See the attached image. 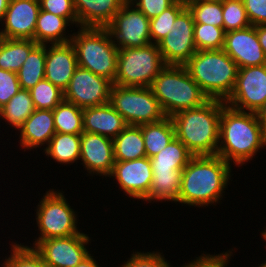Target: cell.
I'll return each instance as SVG.
<instances>
[{
    "instance_id": "ba28073f",
    "label": "cell",
    "mask_w": 266,
    "mask_h": 267,
    "mask_svg": "<svg viewBox=\"0 0 266 267\" xmlns=\"http://www.w3.org/2000/svg\"><path fill=\"white\" fill-rule=\"evenodd\" d=\"M64 196L61 191L52 189L46 191L39 201L36 222L40 234L32 248L49 238L69 237L80 233L77 227V212L71 208Z\"/></svg>"
},
{
    "instance_id": "603a6c76",
    "label": "cell",
    "mask_w": 266,
    "mask_h": 267,
    "mask_svg": "<svg viewBox=\"0 0 266 267\" xmlns=\"http://www.w3.org/2000/svg\"><path fill=\"white\" fill-rule=\"evenodd\" d=\"M69 23L64 17L40 9L36 22L34 41L42 45L71 42L72 34L66 36V27L70 26Z\"/></svg>"
},
{
    "instance_id": "9c48e42d",
    "label": "cell",
    "mask_w": 266,
    "mask_h": 267,
    "mask_svg": "<svg viewBox=\"0 0 266 267\" xmlns=\"http://www.w3.org/2000/svg\"><path fill=\"white\" fill-rule=\"evenodd\" d=\"M109 103L128 125L140 126L166 117L150 87H124L113 84Z\"/></svg>"
},
{
    "instance_id": "f546056e",
    "label": "cell",
    "mask_w": 266,
    "mask_h": 267,
    "mask_svg": "<svg viewBox=\"0 0 266 267\" xmlns=\"http://www.w3.org/2000/svg\"><path fill=\"white\" fill-rule=\"evenodd\" d=\"M46 45L38 44L16 72L21 89L30 90L45 79Z\"/></svg>"
},
{
    "instance_id": "c3c4849f",
    "label": "cell",
    "mask_w": 266,
    "mask_h": 267,
    "mask_svg": "<svg viewBox=\"0 0 266 267\" xmlns=\"http://www.w3.org/2000/svg\"><path fill=\"white\" fill-rule=\"evenodd\" d=\"M10 0H0V22L3 20L4 14L8 8Z\"/></svg>"
},
{
    "instance_id": "bcb514c9",
    "label": "cell",
    "mask_w": 266,
    "mask_h": 267,
    "mask_svg": "<svg viewBox=\"0 0 266 267\" xmlns=\"http://www.w3.org/2000/svg\"><path fill=\"white\" fill-rule=\"evenodd\" d=\"M91 254L75 267H100Z\"/></svg>"
},
{
    "instance_id": "4dcf8cb0",
    "label": "cell",
    "mask_w": 266,
    "mask_h": 267,
    "mask_svg": "<svg viewBox=\"0 0 266 267\" xmlns=\"http://www.w3.org/2000/svg\"><path fill=\"white\" fill-rule=\"evenodd\" d=\"M35 106L29 90L20 89L3 107L0 108V118L15 130L34 112Z\"/></svg>"
},
{
    "instance_id": "44dd1931",
    "label": "cell",
    "mask_w": 266,
    "mask_h": 267,
    "mask_svg": "<svg viewBox=\"0 0 266 267\" xmlns=\"http://www.w3.org/2000/svg\"><path fill=\"white\" fill-rule=\"evenodd\" d=\"M128 124L110 103L83 108V131L114 139Z\"/></svg>"
},
{
    "instance_id": "d4e9b609",
    "label": "cell",
    "mask_w": 266,
    "mask_h": 267,
    "mask_svg": "<svg viewBox=\"0 0 266 267\" xmlns=\"http://www.w3.org/2000/svg\"><path fill=\"white\" fill-rule=\"evenodd\" d=\"M153 181L146 202L172 201L177 204L181 187L182 170L152 171Z\"/></svg>"
},
{
    "instance_id": "4fadbf2b",
    "label": "cell",
    "mask_w": 266,
    "mask_h": 267,
    "mask_svg": "<svg viewBox=\"0 0 266 267\" xmlns=\"http://www.w3.org/2000/svg\"><path fill=\"white\" fill-rule=\"evenodd\" d=\"M112 85L110 80L78 66L64 90V100L82 109L104 105L109 103Z\"/></svg>"
},
{
    "instance_id": "7a4b0ae2",
    "label": "cell",
    "mask_w": 266,
    "mask_h": 267,
    "mask_svg": "<svg viewBox=\"0 0 266 267\" xmlns=\"http://www.w3.org/2000/svg\"><path fill=\"white\" fill-rule=\"evenodd\" d=\"M231 168L218 155L193 156L182 170L178 204L208 207L219 203L231 180Z\"/></svg>"
},
{
    "instance_id": "8992f818",
    "label": "cell",
    "mask_w": 266,
    "mask_h": 267,
    "mask_svg": "<svg viewBox=\"0 0 266 267\" xmlns=\"http://www.w3.org/2000/svg\"><path fill=\"white\" fill-rule=\"evenodd\" d=\"M75 33L71 43L78 66L114 83L119 49L109 31L106 28L80 27Z\"/></svg>"
},
{
    "instance_id": "484cf974",
    "label": "cell",
    "mask_w": 266,
    "mask_h": 267,
    "mask_svg": "<svg viewBox=\"0 0 266 267\" xmlns=\"http://www.w3.org/2000/svg\"><path fill=\"white\" fill-rule=\"evenodd\" d=\"M144 137L146 157L151 158L163 150L175 136V127L171 117L160 121L140 125Z\"/></svg>"
},
{
    "instance_id": "e0dca14e",
    "label": "cell",
    "mask_w": 266,
    "mask_h": 267,
    "mask_svg": "<svg viewBox=\"0 0 266 267\" xmlns=\"http://www.w3.org/2000/svg\"><path fill=\"white\" fill-rule=\"evenodd\" d=\"M223 50L236 62L238 69L266 64V56L253 25L226 32Z\"/></svg>"
},
{
    "instance_id": "ffe728a7",
    "label": "cell",
    "mask_w": 266,
    "mask_h": 267,
    "mask_svg": "<svg viewBox=\"0 0 266 267\" xmlns=\"http://www.w3.org/2000/svg\"><path fill=\"white\" fill-rule=\"evenodd\" d=\"M20 132V145L24 149L48 146L55 135L53 110L35 109L18 129Z\"/></svg>"
},
{
    "instance_id": "9a60e30c",
    "label": "cell",
    "mask_w": 266,
    "mask_h": 267,
    "mask_svg": "<svg viewBox=\"0 0 266 267\" xmlns=\"http://www.w3.org/2000/svg\"><path fill=\"white\" fill-rule=\"evenodd\" d=\"M109 178H116L119 188L130 198L143 200L150 191L153 173L150 158L115 162Z\"/></svg>"
},
{
    "instance_id": "f6af8a7d",
    "label": "cell",
    "mask_w": 266,
    "mask_h": 267,
    "mask_svg": "<svg viewBox=\"0 0 266 267\" xmlns=\"http://www.w3.org/2000/svg\"><path fill=\"white\" fill-rule=\"evenodd\" d=\"M255 28H256L258 39H259V43L266 56V25H257L255 26Z\"/></svg>"
},
{
    "instance_id": "30bf717a",
    "label": "cell",
    "mask_w": 266,
    "mask_h": 267,
    "mask_svg": "<svg viewBox=\"0 0 266 267\" xmlns=\"http://www.w3.org/2000/svg\"><path fill=\"white\" fill-rule=\"evenodd\" d=\"M105 28L118 49L143 47L151 43L150 20L129 1Z\"/></svg>"
},
{
    "instance_id": "d590c367",
    "label": "cell",
    "mask_w": 266,
    "mask_h": 267,
    "mask_svg": "<svg viewBox=\"0 0 266 267\" xmlns=\"http://www.w3.org/2000/svg\"><path fill=\"white\" fill-rule=\"evenodd\" d=\"M225 33L221 27L195 23L193 35L197 51L223 49Z\"/></svg>"
},
{
    "instance_id": "8fae6325",
    "label": "cell",
    "mask_w": 266,
    "mask_h": 267,
    "mask_svg": "<svg viewBox=\"0 0 266 267\" xmlns=\"http://www.w3.org/2000/svg\"><path fill=\"white\" fill-rule=\"evenodd\" d=\"M194 19L187 6L178 14L170 32L157 44L165 65L184 66L196 53Z\"/></svg>"
},
{
    "instance_id": "3957f363",
    "label": "cell",
    "mask_w": 266,
    "mask_h": 267,
    "mask_svg": "<svg viewBox=\"0 0 266 267\" xmlns=\"http://www.w3.org/2000/svg\"><path fill=\"white\" fill-rule=\"evenodd\" d=\"M221 110V100L209 99L202 106L180 111L171 117L176 138L194 156L217 154Z\"/></svg>"
},
{
    "instance_id": "b9f144b4",
    "label": "cell",
    "mask_w": 266,
    "mask_h": 267,
    "mask_svg": "<svg viewBox=\"0 0 266 267\" xmlns=\"http://www.w3.org/2000/svg\"><path fill=\"white\" fill-rule=\"evenodd\" d=\"M140 10L149 20L157 17L172 6L177 0H128Z\"/></svg>"
},
{
    "instance_id": "60d3db41",
    "label": "cell",
    "mask_w": 266,
    "mask_h": 267,
    "mask_svg": "<svg viewBox=\"0 0 266 267\" xmlns=\"http://www.w3.org/2000/svg\"><path fill=\"white\" fill-rule=\"evenodd\" d=\"M21 89L16 72L0 68V108Z\"/></svg>"
},
{
    "instance_id": "83f0119b",
    "label": "cell",
    "mask_w": 266,
    "mask_h": 267,
    "mask_svg": "<svg viewBox=\"0 0 266 267\" xmlns=\"http://www.w3.org/2000/svg\"><path fill=\"white\" fill-rule=\"evenodd\" d=\"M81 134L55 133L43 150L46 156L60 164H73L80 160Z\"/></svg>"
},
{
    "instance_id": "ee69618b",
    "label": "cell",
    "mask_w": 266,
    "mask_h": 267,
    "mask_svg": "<svg viewBox=\"0 0 266 267\" xmlns=\"http://www.w3.org/2000/svg\"><path fill=\"white\" fill-rule=\"evenodd\" d=\"M232 254V251H226L216 255H210L209 253L201 254L199 257L193 259V261L191 260L181 267H221Z\"/></svg>"
},
{
    "instance_id": "f5cc1de1",
    "label": "cell",
    "mask_w": 266,
    "mask_h": 267,
    "mask_svg": "<svg viewBox=\"0 0 266 267\" xmlns=\"http://www.w3.org/2000/svg\"><path fill=\"white\" fill-rule=\"evenodd\" d=\"M259 267H266V261L264 263L260 264Z\"/></svg>"
},
{
    "instance_id": "cb8c5ba5",
    "label": "cell",
    "mask_w": 266,
    "mask_h": 267,
    "mask_svg": "<svg viewBox=\"0 0 266 267\" xmlns=\"http://www.w3.org/2000/svg\"><path fill=\"white\" fill-rule=\"evenodd\" d=\"M113 144L115 162L146 157L141 126L128 125L113 139Z\"/></svg>"
},
{
    "instance_id": "277c9868",
    "label": "cell",
    "mask_w": 266,
    "mask_h": 267,
    "mask_svg": "<svg viewBox=\"0 0 266 267\" xmlns=\"http://www.w3.org/2000/svg\"><path fill=\"white\" fill-rule=\"evenodd\" d=\"M184 66L209 99L225 102L229 98L238 66L223 49L196 51Z\"/></svg>"
},
{
    "instance_id": "5b68a950",
    "label": "cell",
    "mask_w": 266,
    "mask_h": 267,
    "mask_svg": "<svg viewBox=\"0 0 266 267\" xmlns=\"http://www.w3.org/2000/svg\"><path fill=\"white\" fill-rule=\"evenodd\" d=\"M150 88L167 117L202 106L209 100L185 66L166 65Z\"/></svg>"
},
{
    "instance_id": "ac0fdd59",
    "label": "cell",
    "mask_w": 266,
    "mask_h": 267,
    "mask_svg": "<svg viewBox=\"0 0 266 267\" xmlns=\"http://www.w3.org/2000/svg\"><path fill=\"white\" fill-rule=\"evenodd\" d=\"M80 159L89 174L109 176L114 159L113 139L96 133H81Z\"/></svg>"
},
{
    "instance_id": "5bb4252c",
    "label": "cell",
    "mask_w": 266,
    "mask_h": 267,
    "mask_svg": "<svg viewBox=\"0 0 266 267\" xmlns=\"http://www.w3.org/2000/svg\"><path fill=\"white\" fill-rule=\"evenodd\" d=\"M89 242L90 237L80 232L69 237L40 241L33 248L42 256L48 267H75L90 255L85 246Z\"/></svg>"
},
{
    "instance_id": "f35d334b",
    "label": "cell",
    "mask_w": 266,
    "mask_h": 267,
    "mask_svg": "<svg viewBox=\"0 0 266 267\" xmlns=\"http://www.w3.org/2000/svg\"><path fill=\"white\" fill-rule=\"evenodd\" d=\"M39 2L41 10L64 17L71 23V25L75 24L78 27V18L74 7V0H39Z\"/></svg>"
},
{
    "instance_id": "681fc988",
    "label": "cell",
    "mask_w": 266,
    "mask_h": 267,
    "mask_svg": "<svg viewBox=\"0 0 266 267\" xmlns=\"http://www.w3.org/2000/svg\"><path fill=\"white\" fill-rule=\"evenodd\" d=\"M265 229H264V231H262L261 236H262L263 240L266 241V230Z\"/></svg>"
},
{
    "instance_id": "1f68e13d",
    "label": "cell",
    "mask_w": 266,
    "mask_h": 267,
    "mask_svg": "<svg viewBox=\"0 0 266 267\" xmlns=\"http://www.w3.org/2000/svg\"><path fill=\"white\" fill-rule=\"evenodd\" d=\"M54 125L57 133H83V109L63 100L53 109Z\"/></svg>"
},
{
    "instance_id": "8d00e7d4",
    "label": "cell",
    "mask_w": 266,
    "mask_h": 267,
    "mask_svg": "<svg viewBox=\"0 0 266 267\" xmlns=\"http://www.w3.org/2000/svg\"><path fill=\"white\" fill-rule=\"evenodd\" d=\"M222 11L225 32L251 26L243 0H222Z\"/></svg>"
},
{
    "instance_id": "4316f807",
    "label": "cell",
    "mask_w": 266,
    "mask_h": 267,
    "mask_svg": "<svg viewBox=\"0 0 266 267\" xmlns=\"http://www.w3.org/2000/svg\"><path fill=\"white\" fill-rule=\"evenodd\" d=\"M194 155L176 137L150 158L152 171L183 170Z\"/></svg>"
},
{
    "instance_id": "816d5d0a",
    "label": "cell",
    "mask_w": 266,
    "mask_h": 267,
    "mask_svg": "<svg viewBox=\"0 0 266 267\" xmlns=\"http://www.w3.org/2000/svg\"><path fill=\"white\" fill-rule=\"evenodd\" d=\"M179 1L187 4L188 2L193 1V0H179Z\"/></svg>"
},
{
    "instance_id": "d6a6232c",
    "label": "cell",
    "mask_w": 266,
    "mask_h": 267,
    "mask_svg": "<svg viewBox=\"0 0 266 267\" xmlns=\"http://www.w3.org/2000/svg\"><path fill=\"white\" fill-rule=\"evenodd\" d=\"M195 23L223 28L222 0H193L186 4Z\"/></svg>"
},
{
    "instance_id": "7bdbcfd3",
    "label": "cell",
    "mask_w": 266,
    "mask_h": 267,
    "mask_svg": "<svg viewBox=\"0 0 266 267\" xmlns=\"http://www.w3.org/2000/svg\"><path fill=\"white\" fill-rule=\"evenodd\" d=\"M243 3L251 25H266V0H243Z\"/></svg>"
},
{
    "instance_id": "74e56055",
    "label": "cell",
    "mask_w": 266,
    "mask_h": 267,
    "mask_svg": "<svg viewBox=\"0 0 266 267\" xmlns=\"http://www.w3.org/2000/svg\"><path fill=\"white\" fill-rule=\"evenodd\" d=\"M11 254L5 258L3 267H48L42 256L31 246L12 242Z\"/></svg>"
},
{
    "instance_id": "2e32d148",
    "label": "cell",
    "mask_w": 266,
    "mask_h": 267,
    "mask_svg": "<svg viewBox=\"0 0 266 267\" xmlns=\"http://www.w3.org/2000/svg\"><path fill=\"white\" fill-rule=\"evenodd\" d=\"M39 11V0H10L0 23L1 38L34 40Z\"/></svg>"
},
{
    "instance_id": "ab89813d",
    "label": "cell",
    "mask_w": 266,
    "mask_h": 267,
    "mask_svg": "<svg viewBox=\"0 0 266 267\" xmlns=\"http://www.w3.org/2000/svg\"><path fill=\"white\" fill-rule=\"evenodd\" d=\"M130 259L120 267H172L164 255L158 251L156 252H134Z\"/></svg>"
},
{
    "instance_id": "7dc6e473",
    "label": "cell",
    "mask_w": 266,
    "mask_h": 267,
    "mask_svg": "<svg viewBox=\"0 0 266 267\" xmlns=\"http://www.w3.org/2000/svg\"><path fill=\"white\" fill-rule=\"evenodd\" d=\"M256 114L266 133V102Z\"/></svg>"
},
{
    "instance_id": "e575fe53",
    "label": "cell",
    "mask_w": 266,
    "mask_h": 267,
    "mask_svg": "<svg viewBox=\"0 0 266 267\" xmlns=\"http://www.w3.org/2000/svg\"><path fill=\"white\" fill-rule=\"evenodd\" d=\"M186 7V3L177 0L157 17L150 19L151 43L158 44L171 30L178 14Z\"/></svg>"
},
{
    "instance_id": "6da1fadb",
    "label": "cell",
    "mask_w": 266,
    "mask_h": 267,
    "mask_svg": "<svg viewBox=\"0 0 266 267\" xmlns=\"http://www.w3.org/2000/svg\"><path fill=\"white\" fill-rule=\"evenodd\" d=\"M266 146V133L257 114L234 109L222 101L217 154L237 166Z\"/></svg>"
},
{
    "instance_id": "836d02e7",
    "label": "cell",
    "mask_w": 266,
    "mask_h": 267,
    "mask_svg": "<svg viewBox=\"0 0 266 267\" xmlns=\"http://www.w3.org/2000/svg\"><path fill=\"white\" fill-rule=\"evenodd\" d=\"M29 91L35 109L53 110L64 100V91L46 79L39 81Z\"/></svg>"
},
{
    "instance_id": "d6986e66",
    "label": "cell",
    "mask_w": 266,
    "mask_h": 267,
    "mask_svg": "<svg viewBox=\"0 0 266 267\" xmlns=\"http://www.w3.org/2000/svg\"><path fill=\"white\" fill-rule=\"evenodd\" d=\"M78 67L71 42L46 45L45 79L64 91Z\"/></svg>"
},
{
    "instance_id": "f1b7e54d",
    "label": "cell",
    "mask_w": 266,
    "mask_h": 267,
    "mask_svg": "<svg viewBox=\"0 0 266 267\" xmlns=\"http://www.w3.org/2000/svg\"><path fill=\"white\" fill-rule=\"evenodd\" d=\"M38 44L29 39H0V68L17 72Z\"/></svg>"
},
{
    "instance_id": "52a82bcc",
    "label": "cell",
    "mask_w": 266,
    "mask_h": 267,
    "mask_svg": "<svg viewBox=\"0 0 266 267\" xmlns=\"http://www.w3.org/2000/svg\"><path fill=\"white\" fill-rule=\"evenodd\" d=\"M165 66L156 44L119 49L113 84L124 87H150Z\"/></svg>"
},
{
    "instance_id": "f907efd6",
    "label": "cell",
    "mask_w": 266,
    "mask_h": 267,
    "mask_svg": "<svg viewBox=\"0 0 266 267\" xmlns=\"http://www.w3.org/2000/svg\"><path fill=\"white\" fill-rule=\"evenodd\" d=\"M229 261L230 260L228 259L225 263H223V265L221 267H227L228 266L227 264L229 263Z\"/></svg>"
},
{
    "instance_id": "7402d4cb",
    "label": "cell",
    "mask_w": 266,
    "mask_h": 267,
    "mask_svg": "<svg viewBox=\"0 0 266 267\" xmlns=\"http://www.w3.org/2000/svg\"><path fill=\"white\" fill-rule=\"evenodd\" d=\"M128 0H74L79 27L105 28Z\"/></svg>"
},
{
    "instance_id": "7c38bea8",
    "label": "cell",
    "mask_w": 266,
    "mask_h": 267,
    "mask_svg": "<svg viewBox=\"0 0 266 267\" xmlns=\"http://www.w3.org/2000/svg\"><path fill=\"white\" fill-rule=\"evenodd\" d=\"M266 102V64L238 69L236 83L225 103L237 110L257 113Z\"/></svg>"
}]
</instances>
